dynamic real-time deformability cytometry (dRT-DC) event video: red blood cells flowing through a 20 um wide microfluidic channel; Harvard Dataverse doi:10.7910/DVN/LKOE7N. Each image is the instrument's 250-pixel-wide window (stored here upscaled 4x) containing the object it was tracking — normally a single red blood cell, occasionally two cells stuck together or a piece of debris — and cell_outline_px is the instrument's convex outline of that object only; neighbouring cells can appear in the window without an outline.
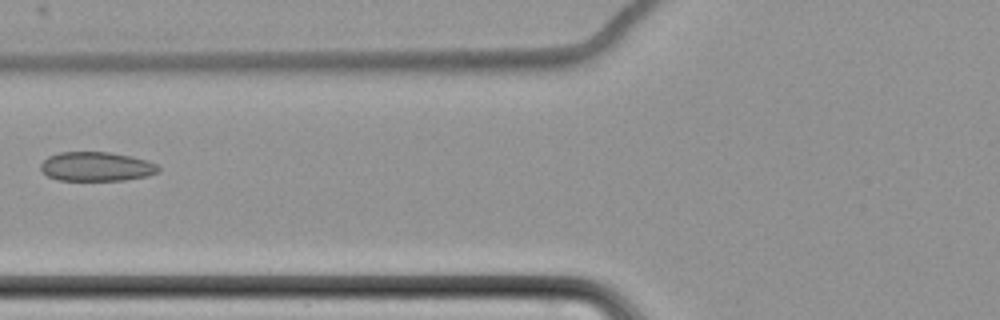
{"species": "common noctule bat (a hibernating species)", "species_latin": "Nyctalus noctula", "temperature_condition": "cold", "stored_images_in_passage": 8, "camera_frame_rate_fps": 3000, "um_per_image_px": 0.085, "animal": {"sex": "female", "body_mass_g": 22.7, "forearm_length_mm": 54.2}, "frame": {"image": 1, "passage_image": 6, "time_ms": 7.0, "image_size_px": [1000, 320], "cell_outline_px": [[160, 172], [148, 176], [124, 180], [60, 180], [48, 176], [40, 172], [40, 164], [48, 156], [60, 152], [108, 152], [132, 156], [148, 160], [156, 164], [160, 168]], "centroid_in_image_um": [8.2, 14.15], "position_along_channel_um": 117.6, "area_um2": 20.23}}
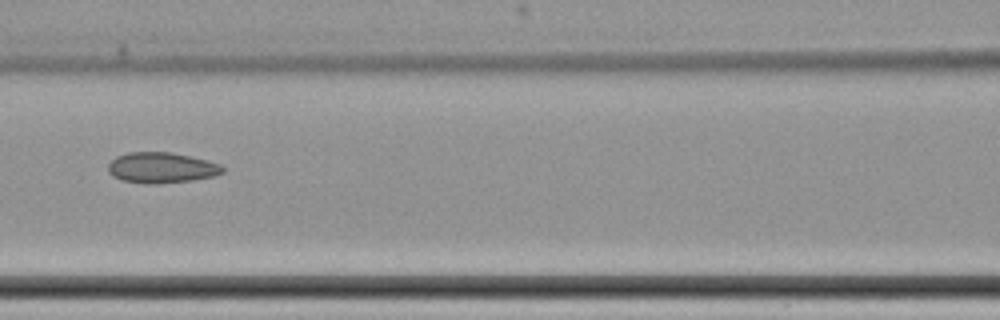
{"frame": {"image": 2, "passage_image": 7, "time_ms": 8.0, "image_size_px": [1000, 320], "cell_outline_px": [[224, 172], [216, 176], [192, 180], [156, 184], [144, 184], [124, 180], [112, 176], [108, 172], [108, 164], [116, 156], [128, 152], [168, 152], [208, 160], [220, 164], [224, 168]], "centroid_in_image_um": [13.73, 14.26], "position_along_channel_um": 152.9, "area_um2": 20.52}}
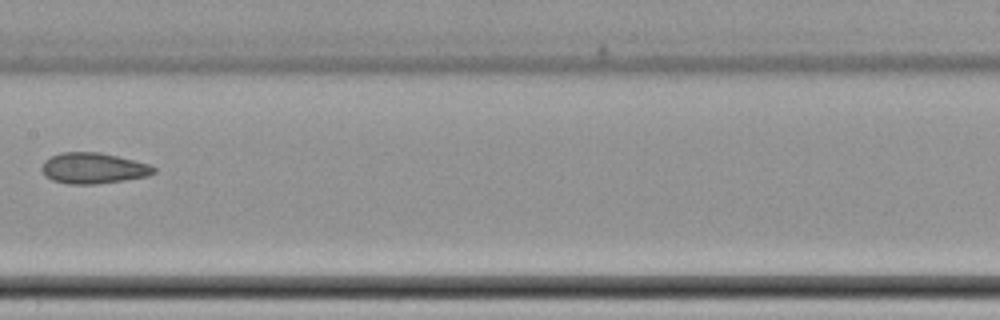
{"frame": {"image": 3, "passage_image": 8, "time_ms": 9.333, "image_size_px": [1000, 320], "cell_outline_px": [[156, 172], [148, 176], [124, 180], [96, 184], [68, 184], [52, 180], [44, 176], [40, 168], [44, 160], [60, 152], [100, 152], [148, 164], [156, 168]], "centroid_in_image_um": [7.89, 14.3], "position_along_channel_um": 199.5, "area_um2": 20.17}}